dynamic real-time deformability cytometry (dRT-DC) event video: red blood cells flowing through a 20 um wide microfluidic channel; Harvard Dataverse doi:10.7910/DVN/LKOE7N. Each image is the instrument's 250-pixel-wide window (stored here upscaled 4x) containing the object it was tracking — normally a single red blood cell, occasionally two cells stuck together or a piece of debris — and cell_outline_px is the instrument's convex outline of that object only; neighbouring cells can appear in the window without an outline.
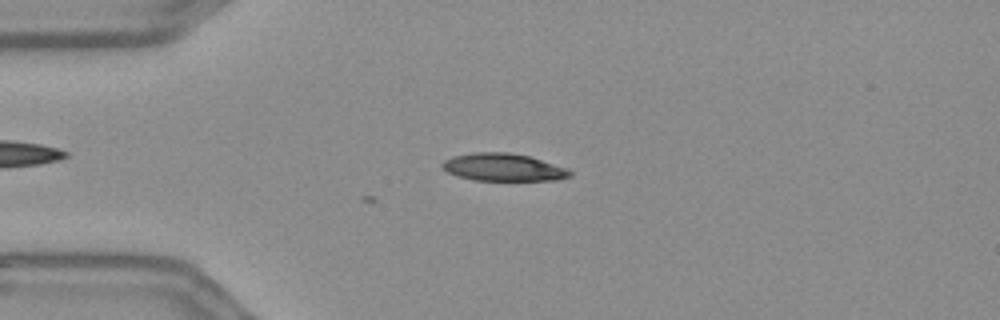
{"species": "Egyptian fruit bat (a non-hibernating species)", "species_latin": "Rousettus aegyptiacus", "temperature_condition": "warm", "stored_images_in_passage": 3, "camera_frame_rate_fps": 3000, "um_per_image_px": 0.085, "frame": {"image": 1, "passage_image": 1, "time_ms": 0.0, "image_size_px": [1000, 320], "cell_outline_px": [[572, 176], [556, 180], [472, 180], [456, 176], [448, 172], [440, 164], [444, 160], [452, 156], [472, 152], [508, 152], [528, 156], [568, 168], [572, 172]], "centroid_in_image_um": [42.76, 14.22], "position_along_channel_um": 42.2, "area_um2": 20.58}}